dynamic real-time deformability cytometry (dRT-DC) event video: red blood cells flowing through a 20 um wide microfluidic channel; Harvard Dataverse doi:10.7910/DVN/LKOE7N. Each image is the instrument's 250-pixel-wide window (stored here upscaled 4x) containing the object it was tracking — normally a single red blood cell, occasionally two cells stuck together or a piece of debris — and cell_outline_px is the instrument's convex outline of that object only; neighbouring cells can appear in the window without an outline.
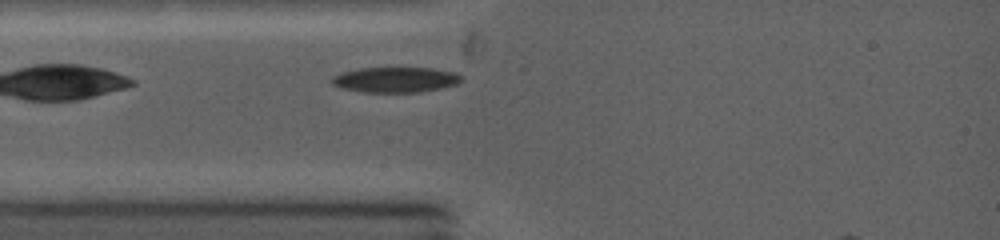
{"species": "common noctule bat (a hibernating species)", "species_latin": "Nyctalus noctula", "temperature_condition": "warm", "stored_images_in_passage": 40, "camera_frame_rate_fps": 5000, "um_per_image_px": 0.085, "animal": {"sex": "female", "body_mass_g": 19.0, "forearm_length_mm": 53.3}, "frame": {"image": 1, "passage_image": 1, "time_ms": 0.0, "image_size_px": [1000, 240], "cell_outline_px": [[460, 80], [452, 84], [436, 88], [416, 92], [364, 92], [344, 88], [332, 84], [332, 76], [356, 68], [432, 68], [456, 72], [460, 76]], "centroid_in_image_um": [33.55, 6.76], "position_along_channel_um": 51.5, "area_um2": 18.61}}
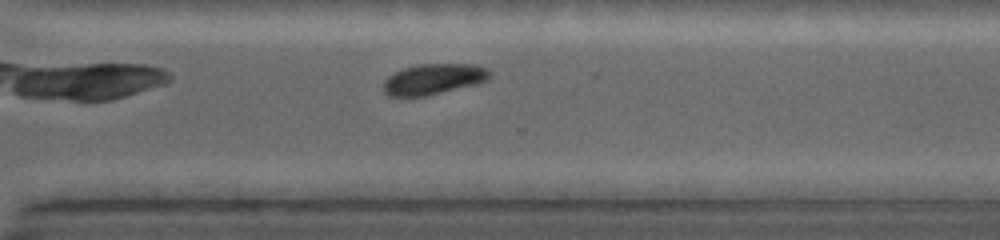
{"frame": {"image": 2, "passage_image": 31, "time_ms": 6.6, "image_size_px": [1000, 240], "cell_outline_px": [[492, 76], [488, 80], [476, 84], [424, 96], [388, 96], [384, 92], [384, 80], [388, 76], [404, 68], [420, 64], [476, 64], [492, 72]], "centroid_in_image_um": [36.87, 6.72], "position_along_channel_um": 333.7, "area_um2": 18.9}}
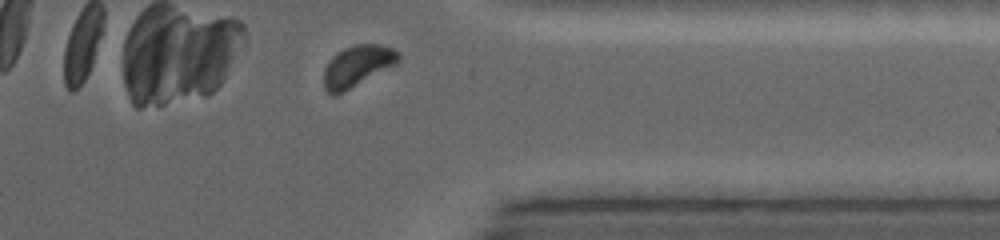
{"frame": {"image": 3, "passage_image": 37, "time_ms": 7.8, "image_size_px": [1000, 240], "cell_outline_px": [[400, 64], [336, 96], [332, 96], [324, 88], [324, 68], [332, 56], [336, 52], [352, 44], [380, 44], [392, 48], [400, 52]], "centroid_in_image_um": [30.41, 5.62], "position_along_channel_um": 381.0, "area_um2": 18.61}}